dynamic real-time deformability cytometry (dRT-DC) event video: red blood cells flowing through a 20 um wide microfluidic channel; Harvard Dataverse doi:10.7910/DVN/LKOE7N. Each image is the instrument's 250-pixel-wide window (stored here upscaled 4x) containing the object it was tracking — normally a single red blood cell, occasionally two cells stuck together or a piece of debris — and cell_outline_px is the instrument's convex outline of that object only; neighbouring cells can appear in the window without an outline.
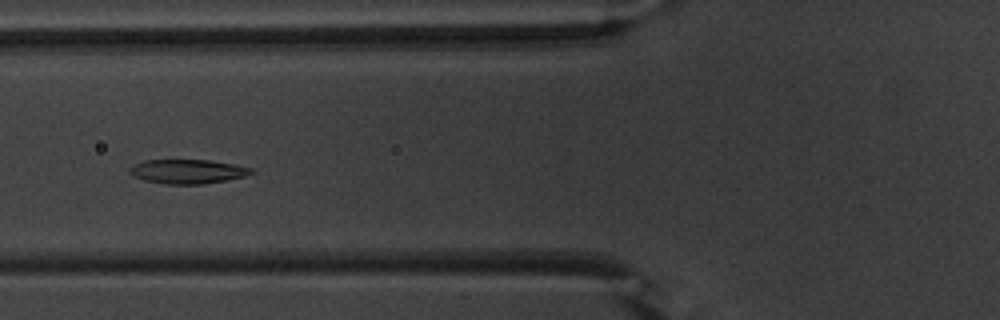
{"species": "common noctule bat (a hibernating species)", "species_latin": "Nyctalus noctula", "temperature_condition": "warm", "stored_images_in_passage": 47, "camera_frame_rate_fps": 3000, "um_per_image_px": 0.085, "animal": {"sex": "male", "body_mass_g": 20.1, "forearm_length_mm": 53.5}, "frame": {"image": 1, "passage_image": 14, "time_ms": 4.333, "image_size_px": [1000, 320], "cell_outline_px": [[256, 172], [244, 176], [204, 184], [164, 184], [144, 180], [128, 172], [128, 168], [144, 160], [208, 160], [236, 164], [252, 168]], "centroid_in_image_um": [15.96, 14.57], "position_along_channel_um": 109.8, "area_um2": 17.11}}
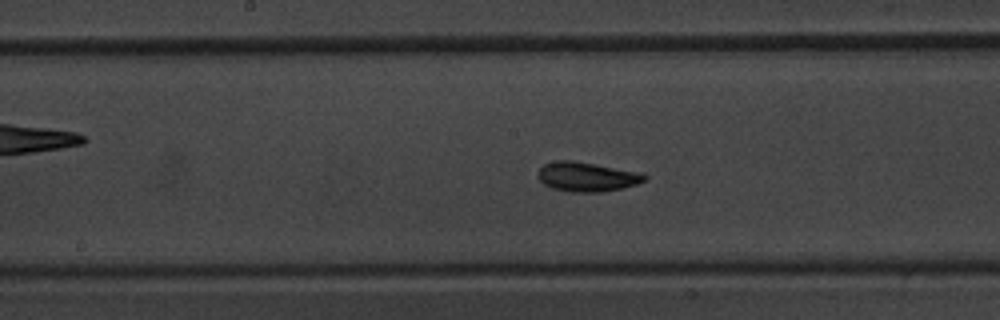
{"frame": {"image": 2, "passage_image": 21, "time_ms": 6.667, "image_size_px": [1000, 320], "cell_outline_px": [[648, 176], [644, 180], [636, 184], [620, 188], [600, 192], [572, 192], [552, 188], [544, 184], [536, 176], [540, 168], [544, 164], [556, 160], [572, 160], [644, 172]], "centroid_in_image_um": [49.88, 15.01], "position_along_channel_um": 198.3, "area_um2": 18.38}}
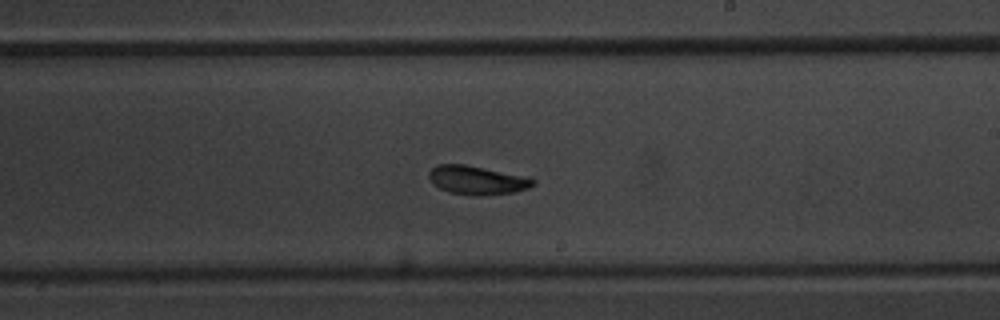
{"frame": {"image": 3, "passage_image": 25, "time_ms": 8.0, "image_size_px": [1000, 320], "cell_outline_px": [[536, 184], [528, 188], [516, 192], [480, 196], [476, 196], [448, 192], [432, 184], [428, 176], [428, 172], [436, 164], [464, 164], [520, 176], [536, 180]], "centroid_in_image_um": [40.49, 15.33], "position_along_channel_um": 248.5, "area_um2": 17.28}, "authors_computed_cell_mechanics": {"area_um2": 17.4556, "velocity_mm_per_s": 3.7815, "shape_relaxation_time_tau1_ms": 1.7705, "shape_relaxation_time_tau2_ms": 3.8815, "deformation_change_tau1": 0.1035, "deformation_change_tau2": 0.0913}}